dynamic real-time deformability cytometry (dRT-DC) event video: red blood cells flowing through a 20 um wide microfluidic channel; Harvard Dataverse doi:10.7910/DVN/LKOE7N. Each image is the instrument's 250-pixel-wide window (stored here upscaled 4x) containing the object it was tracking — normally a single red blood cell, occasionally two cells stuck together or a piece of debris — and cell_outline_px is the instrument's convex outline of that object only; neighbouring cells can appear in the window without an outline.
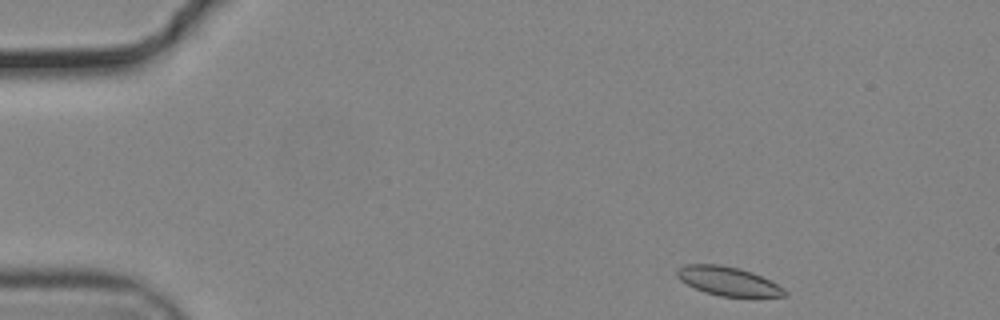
{"species": "common noctule bat (a hibernating species)", "species_latin": "Nyctalus noctula", "temperature_condition": "cold", "stored_images_in_passage": 49, "camera_frame_rate_fps": 3000, "um_per_image_px": 0.085, "animal": {"sex": "male", "body_mass_g": 19.2, "forearm_length_mm": 51.8}, "frame": {"image": 1, "passage_image": 1, "time_ms": 0.0, "image_size_px": [1000, 320], "cell_outline_px": [[788, 296], [720, 296], [704, 292], [680, 280], [676, 276], [676, 268], [684, 264], [720, 264], [740, 268], [752, 272], [784, 288], [788, 292]], "centroid_in_image_um": [61.85, 23.88], "position_along_channel_um": 23.2, "area_um2": 18.03}}
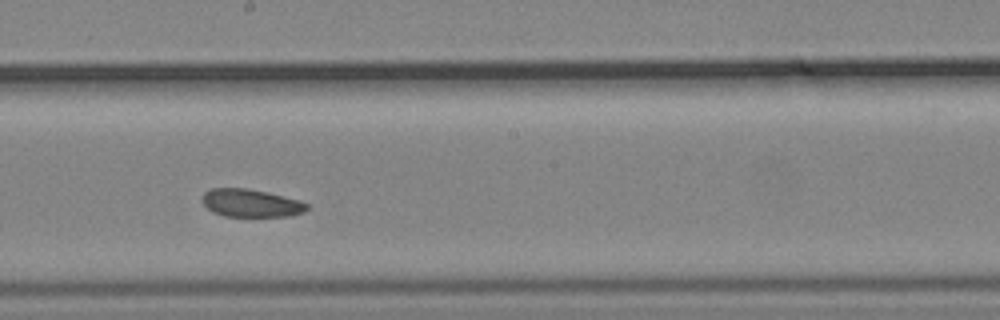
{"frame": {"image": 2, "passage_image": 25, "time_ms": 8.0, "image_size_px": [1000, 320], "cell_outline_px": [[308, 208], [304, 212], [288, 216], [224, 216], [212, 212], [200, 200], [204, 192], [212, 188], [248, 188], [268, 192], [296, 200], [308, 204]], "centroid_in_image_um": [21.28, 17.26], "position_along_channel_um": 226.9, "area_um2": 16.94}}
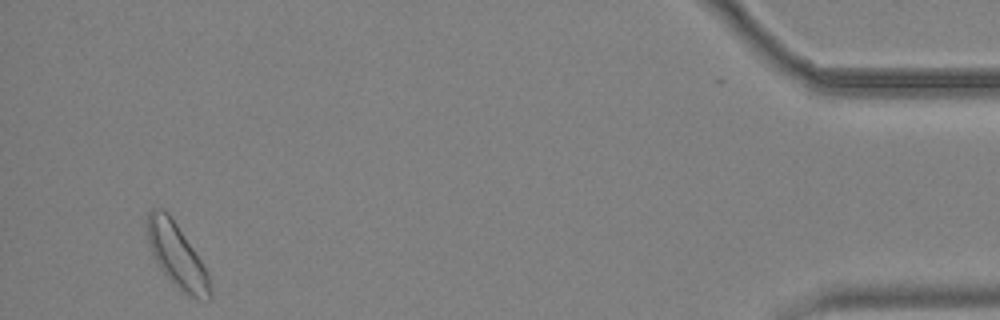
{"frame": {"image": 3, "passage_image": 47, "time_ms": 15.333, "image_size_px": [1000, 320], "cell_outline_px": [[212, 296], [208, 300], [200, 300], [184, 292], [160, 268], [152, 256], [148, 244], [144, 224], [148, 212], [152, 208], [160, 208], [168, 212], [208, 272], [212, 288]], "centroid_in_image_um": [14.99, 21.68], "position_along_channel_um": 420.2, "area_um2": 23.29}, "authors_computed_cell_mechanics": {"area_um2": 18.5538, "velocity_mm_per_s": 3.6613, "shape_relaxation_time_tau1_ms": null, "shape_relaxation_time_tau2_ms": 5.357, "deformation_change_tau1": null, "deformation_change_tau2": 0.106}}